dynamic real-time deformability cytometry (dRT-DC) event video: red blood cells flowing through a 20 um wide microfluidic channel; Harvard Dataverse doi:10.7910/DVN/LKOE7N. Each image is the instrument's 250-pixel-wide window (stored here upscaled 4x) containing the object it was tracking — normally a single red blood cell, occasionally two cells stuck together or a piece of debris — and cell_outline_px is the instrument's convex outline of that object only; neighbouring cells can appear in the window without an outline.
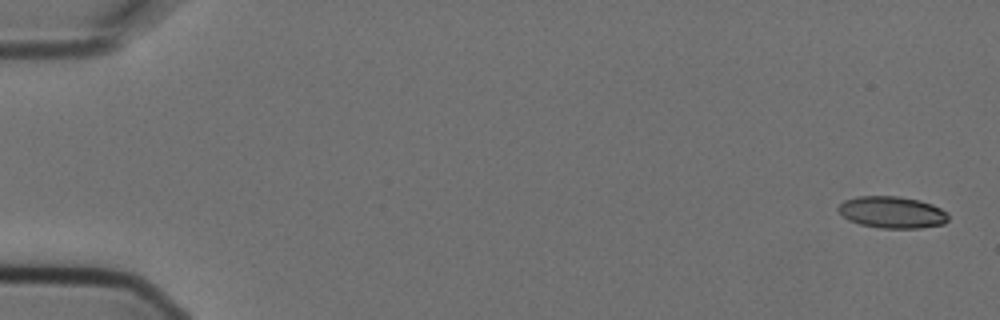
{"species": "Egyptian fruit bat (a non-hibernating species)", "species_latin": "Rousettus aegyptiacus", "temperature_condition": "cold", "stored_images_in_passage": 5, "camera_frame_rate_fps": 3000, "um_per_image_px": 0.085, "animal": {"sex": "female"}, "frame": {"image": 1, "passage_image": 1, "time_ms": 0.0, "image_size_px": [1000, 320], "cell_outline_px": [[948, 220], [944, 224], [920, 228], [880, 228], [860, 224], [848, 220], [836, 208], [844, 200], [856, 196], [900, 196], [920, 200], [932, 204], [948, 212]], "centroid_in_image_um": [75.84, 18.04], "position_along_channel_um": 9.2, "area_um2": 20.52}}
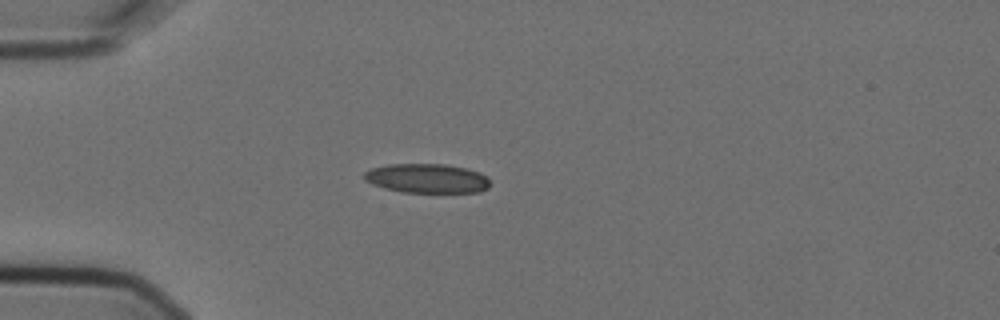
{"frame": {"image": 2, "passage_image": 5, "time_ms": 1.333, "image_size_px": [1000, 320], "cell_outline_px": [[488, 188], [480, 192], [404, 192], [384, 188], [372, 184], [364, 180], [364, 172], [372, 168], [388, 164], [444, 164], [464, 168], [480, 172], [488, 176]], "centroid_in_image_um": [36.28, 15.16], "position_along_channel_um": 48.7, "area_um2": 21.44}}